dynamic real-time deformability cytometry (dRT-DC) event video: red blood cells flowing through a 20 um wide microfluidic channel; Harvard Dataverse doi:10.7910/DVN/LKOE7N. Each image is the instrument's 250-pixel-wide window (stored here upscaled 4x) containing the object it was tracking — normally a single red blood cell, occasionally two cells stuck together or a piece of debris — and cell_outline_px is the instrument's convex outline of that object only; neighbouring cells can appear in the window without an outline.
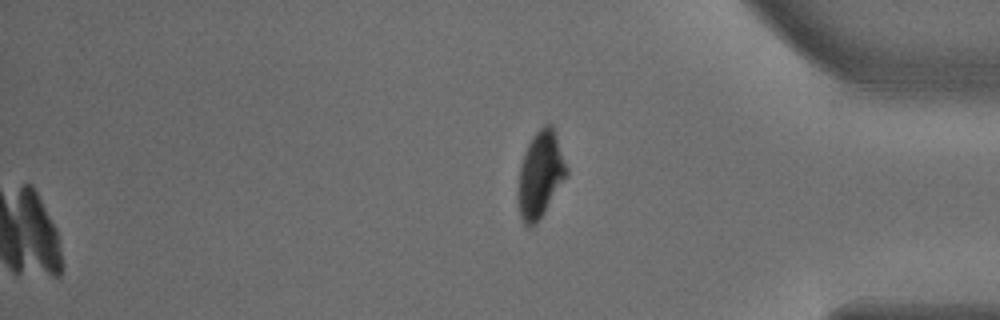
{"species": "common noctule bat (a hibernating species)", "species_latin": "Nyctalus noctula", "temperature_condition": "warm", "stored_images_in_passage": 48, "camera_frame_rate_fps": 3000, "um_per_image_px": 0.085, "animal": {"sex": "male", "body_mass_g": 18.8}, "frame": {"image": 1, "passage_image": 48, "time_ms": 15.667, "image_size_px": [1000, 320], "cell_outline_px": [[568, 176], [536, 224], [532, 228], [524, 228], [520, 216], [516, 196], [516, 188], [520, 168], [524, 152], [532, 136], [544, 124], [552, 124], [556, 132], [568, 168]], "centroid_in_image_um": [45.91, 14.87], "position_along_channel_um": 389.3, "area_um2": 25.09}}